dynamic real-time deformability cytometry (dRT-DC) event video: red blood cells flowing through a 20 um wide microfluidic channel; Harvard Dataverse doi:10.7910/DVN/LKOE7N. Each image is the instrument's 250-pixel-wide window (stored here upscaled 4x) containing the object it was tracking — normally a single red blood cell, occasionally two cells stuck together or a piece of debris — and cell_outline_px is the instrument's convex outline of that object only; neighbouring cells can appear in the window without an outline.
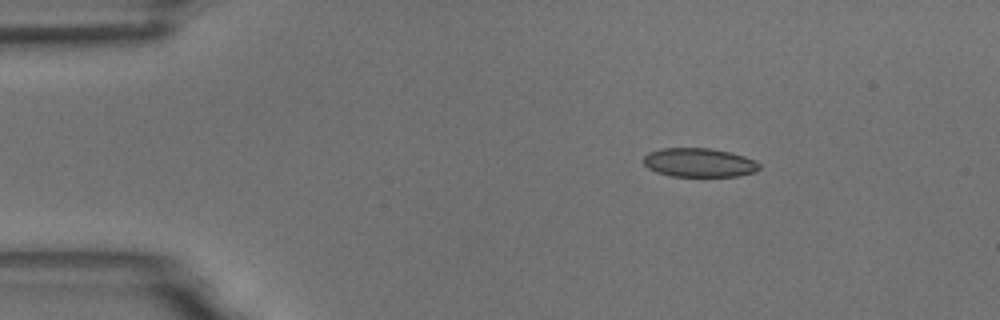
{"species": "common noctule bat (a hibernating species)", "species_latin": "Nyctalus noctula", "temperature_condition": "room temperature", "stored_images_in_passage": 3, "camera_frame_rate_fps": 3000, "um_per_image_px": 0.085, "animal": {"sex": "male", "body_mass_g": 18.8}, "frame": {"image": 1, "passage_image": 1, "time_ms": 0.0, "image_size_px": [1000, 320], "cell_outline_px": [[760, 168], [756, 172], [736, 176], [672, 176], [656, 172], [648, 168], [644, 164], [644, 156], [648, 152], [664, 148], [708, 148], [728, 152], [744, 156], [756, 160], [760, 164]], "centroid_in_image_um": [59.44, 13.82], "position_along_channel_um": 25.6, "area_um2": 19.48}}